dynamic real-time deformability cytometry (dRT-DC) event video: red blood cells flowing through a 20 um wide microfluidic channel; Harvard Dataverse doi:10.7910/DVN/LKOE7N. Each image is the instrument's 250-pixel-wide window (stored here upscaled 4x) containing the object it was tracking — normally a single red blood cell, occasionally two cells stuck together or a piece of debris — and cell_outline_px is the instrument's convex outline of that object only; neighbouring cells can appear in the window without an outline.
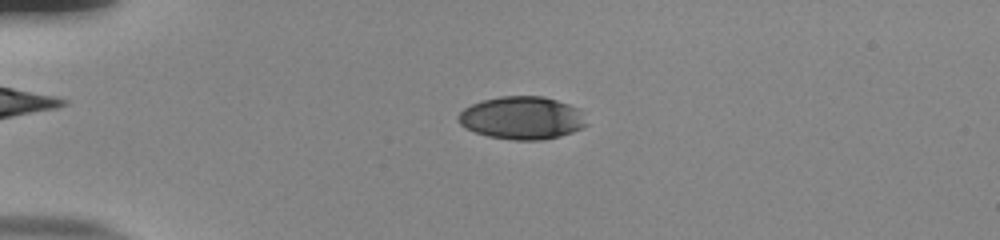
{"species": "human", "species_latin": "Homo sapiens", "temperature_condition": "room temperature", "stored_images_in_passage": 55, "camera_frame_rate_fps": 3000, "um_per_image_px": 0.085, "donor": {"sex": "male"}, "frame": {"image": 1, "passage_image": 15, "time_ms": 4.667, "image_size_px": [1000, 240], "cell_outline_px": [[588, 124], [584, 128], [560, 136], [540, 140], [512, 140], [488, 136], [464, 128], [456, 120], [456, 116], [464, 108], [472, 104], [484, 100], [500, 96], [544, 96], [580, 108]], "centroid_in_image_um": [44.37, 10.02], "position_along_channel_um": 40.6, "area_um2": 32.25}}
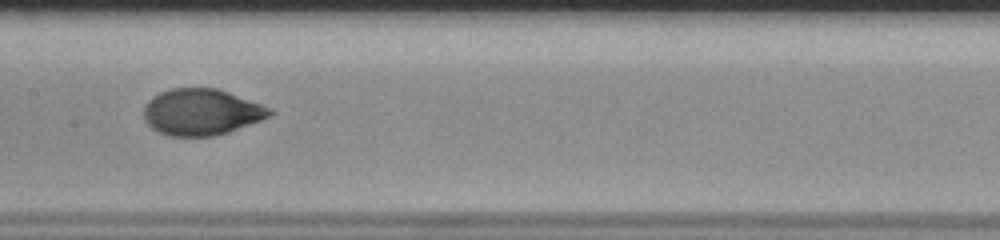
{"frame": {"image": 2, "passage_image": 30, "time_ms": 9.667, "image_size_px": [1000, 240], "cell_outline_px": [[276, 112], [260, 120], [228, 132], [216, 136], [168, 136], [152, 128], [144, 120], [144, 104], [152, 96], [160, 92], [172, 88], [216, 88], [228, 92], [272, 108]], "centroid_in_image_um": [17.1, 9.52], "position_along_channel_um": 190.3, "area_um2": 33.99}}
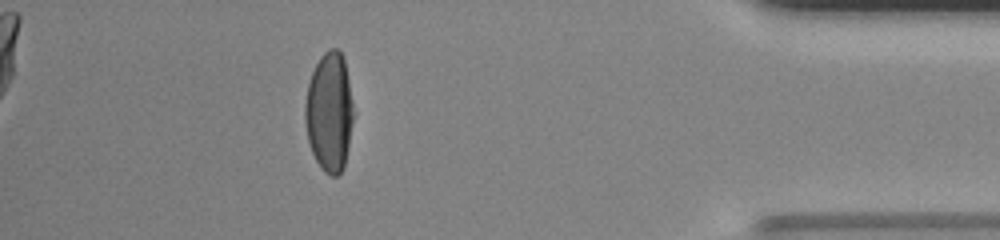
{"frame": {"image": 3, "passage_image": 50, "time_ms": 16.333, "image_size_px": [1000, 240], "cell_outline_px": [[352, 120], [344, 168], [336, 176], [332, 176], [324, 172], [320, 168], [312, 152], [308, 140], [304, 120], [304, 104], [308, 84], [312, 72], [320, 56], [328, 48], [336, 48], [344, 56], [352, 104]], "centroid_in_image_um": [27.96, 9.51], "position_along_channel_um": 407.2, "area_um2": 33.47}, "authors_computed_cell_mechanics": {"area_um2": 33.813, "velocity_mm_per_s": 3.848, "shape_relaxation_time_tau1_ms": 4.4012, "shape_relaxation_time_tau2_ms": null, "deformation_change_tau1": 0.196, "deformation_change_tau2": null}}